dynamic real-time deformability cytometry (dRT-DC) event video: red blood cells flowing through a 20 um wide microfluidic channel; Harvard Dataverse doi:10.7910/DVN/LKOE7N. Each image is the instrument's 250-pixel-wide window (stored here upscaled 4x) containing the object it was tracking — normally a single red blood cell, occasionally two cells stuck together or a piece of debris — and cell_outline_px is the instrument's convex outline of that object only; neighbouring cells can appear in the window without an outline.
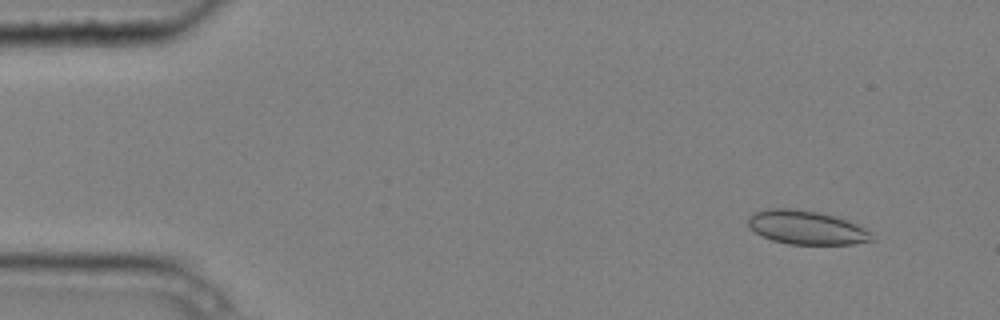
{"species": "common noctule bat (a hibernating species)", "species_latin": "Nyctalus noctula", "temperature_condition": "cold", "stored_images_in_passage": 5, "camera_frame_rate_fps": 3000, "um_per_image_px": 0.085, "animal": {"sex": "male", "body_mass_g": 20.4}, "frame": {"image": 1, "passage_image": 2, "time_ms": 0.333, "image_size_px": [1000, 320], "cell_outline_px": [[872, 240], [852, 244], [788, 244], [772, 240], [756, 232], [748, 224], [748, 216], [752, 212], [768, 208], [796, 208], [836, 216], [856, 224], [864, 228], [868, 232]], "centroid_in_image_um": [68.48, 19.32], "position_along_channel_um": 16.5, "area_um2": 24.1}}
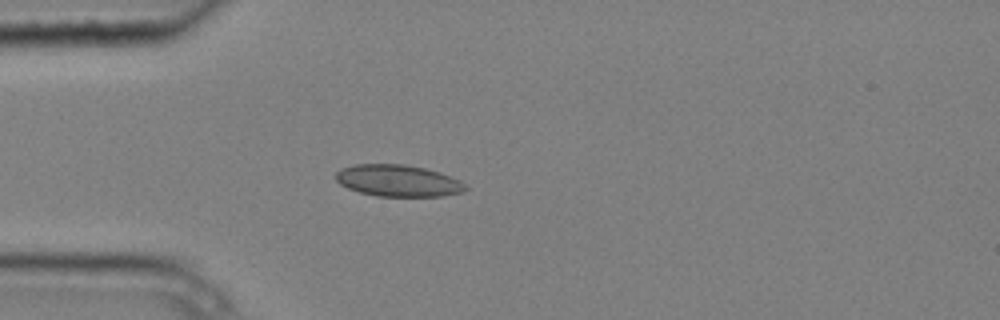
{"frame": {"image": 2, "passage_image": 5, "time_ms": 1.333, "image_size_px": [1000, 320], "cell_outline_px": [[468, 188], [464, 192], [444, 196], [376, 196], [360, 192], [348, 188], [340, 184], [336, 180], [336, 172], [340, 168], [352, 164], [404, 164], [424, 168], [440, 172], [460, 180], [468, 184]], "centroid_in_image_um": [33.86, 15.35], "position_along_channel_um": 51.1, "area_um2": 24.22}}